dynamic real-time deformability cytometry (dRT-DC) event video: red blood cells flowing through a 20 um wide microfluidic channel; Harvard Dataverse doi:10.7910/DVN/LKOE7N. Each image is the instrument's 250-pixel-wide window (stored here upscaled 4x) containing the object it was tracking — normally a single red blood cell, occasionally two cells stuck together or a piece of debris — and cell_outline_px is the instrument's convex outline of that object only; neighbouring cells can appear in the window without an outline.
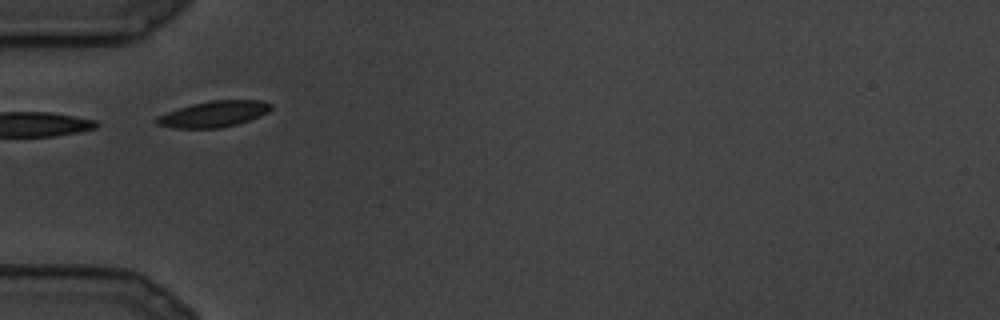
{"species": "common noctule bat (a hibernating species)", "species_latin": "Nyctalus noctula", "temperature_condition": "cold", "stored_images_in_passage": 9, "camera_frame_rate_fps": 3000, "um_per_image_px": 0.085, "animal": {"sex": "male", "body_mass_g": 19.5, "forearm_length_mm": 54.6}, "frame": {"image": 1, "passage_image": 4, "time_ms": 1.0, "image_size_px": [1000, 320], "cell_outline_px": [[272, 108], [268, 112], [260, 116], [236, 124], [220, 128], [172, 128], [156, 124], [156, 116], [192, 104], [208, 100], [260, 100], [272, 104]], "centroid_in_image_um": [18.17, 9.69], "position_along_channel_um": 66.8, "area_um2": 17.28}}
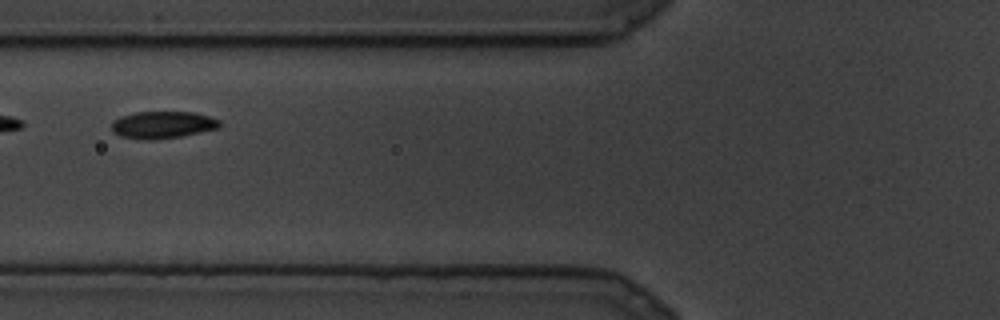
{"frame": {"image": 2, "passage_image": 6, "time_ms": 1.667, "image_size_px": [1000, 320], "cell_outline_px": [[220, 128], [180, 136], [152, 140], [148, 140], [120, 136], [112, 128], [112, 120], [120, 116], [136, 112], [192, 112], [208, 116], [220, 120]], "centroid_in_image_um": [13.82, 10.6], "position_along_channel_um": 112.0, "area_um2": 16.94}}
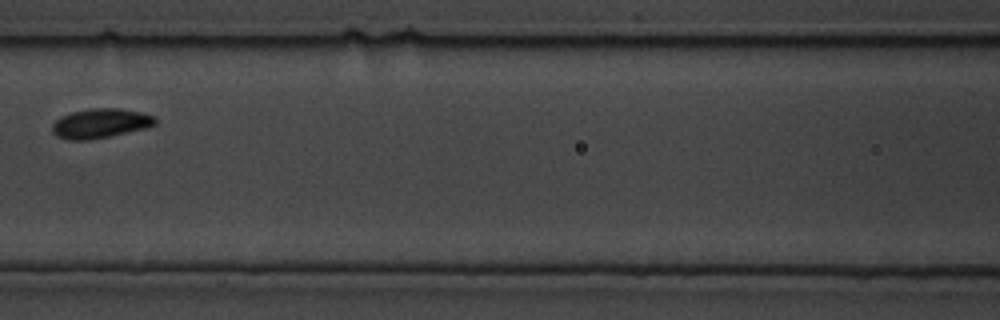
{"frame": {"image": 3, "passage_image": 8, "time_ms": 2.333, "image_size_px": [1000, 320], "cell_outline_px": [[156, 124], [144, 128], [112, 136], [88, 140], [68, 140], [56, 136], [52, 132], [52, 124], [60, 116], [72, 112], [92, 108], [120, 108], [140, 112], [156, 116]], "centroid_in_image_um": [8.52, 10.49], "position_along_channel_um": 158.1, "area_um2": 17.8}}